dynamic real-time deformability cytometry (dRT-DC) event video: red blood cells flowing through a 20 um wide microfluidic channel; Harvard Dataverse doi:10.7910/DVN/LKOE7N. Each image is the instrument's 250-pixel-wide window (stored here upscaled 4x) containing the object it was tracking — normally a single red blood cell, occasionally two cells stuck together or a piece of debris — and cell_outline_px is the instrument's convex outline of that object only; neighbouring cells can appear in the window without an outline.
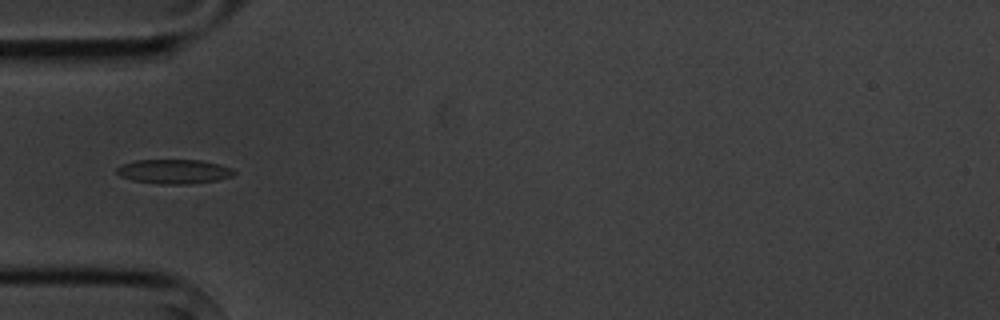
{"species": "common noctule bat (a hibernating species)", "species_latin": "Nyctalus noctula", "temperature_condition": "cold", "stored_images_in_passage": 4, "camera_frame_rate_fps": 3000, "um_per_image_px": 0.085, "animal": {"sex": "male", "body_mass_g": 20.1, "forearm_length_mm": 53.5}, "frame": {"image": 1, "passage_image": 4, "time_ms": 3.667, "image_size_px": [1000, 320], "cell_outline_px": [[236, 172], [232, 176], [216, 180], [188, 184], [160, 184], [132, 180], [120, 176], [116, 172], [116, 168], [120, 164], [136, 160], [200, 160], [220, 164], [232, 168]], "centroid_in_image_um": [14.77, 14.57], "position_along_channel_um": 70.2, "area_um2": 16.7}}